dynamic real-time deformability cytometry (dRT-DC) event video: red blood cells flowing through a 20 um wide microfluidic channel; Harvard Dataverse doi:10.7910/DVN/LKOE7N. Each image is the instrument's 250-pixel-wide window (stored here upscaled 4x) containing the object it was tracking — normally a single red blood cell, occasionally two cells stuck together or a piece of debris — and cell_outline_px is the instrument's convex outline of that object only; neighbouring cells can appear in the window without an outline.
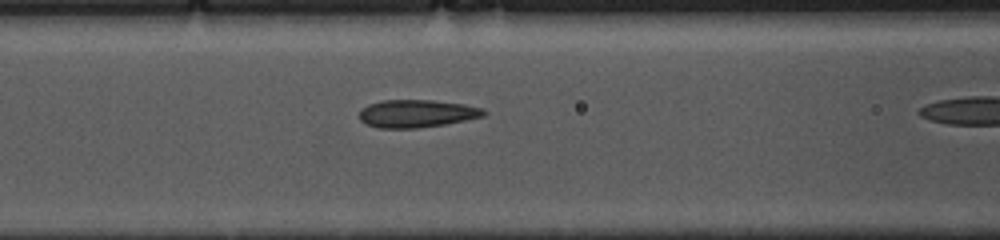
{"species": "common noctule bat (a hibernating species)", "species_latin": "Nyctalus noctula", "temperature_condition": "cold", "stored_images_in_passage": 14, "camera_frame_rate_fps": 3000, "um_per_image_px": 0.085, "animal": {"sex": "female", "body_mass_g": 10.0, "forearm_length_mm": 53.1}, "frame": {"image": 1, "passage_image": 10, "time_ms": 3.0, "image_size_px": [1000, 240], "cell_outline_px": [[488, 112], [484, 116], [444, 124], [416, 128], [376, 128], [360, 120], [360, 108], [368, 104], [380, 100], [432, 100], [464, 104], [480, 108]], "centroid_in_image_um": [35.38, 9.64], "position_along_channel_um": 131.2, "area_um2": 20.06}}